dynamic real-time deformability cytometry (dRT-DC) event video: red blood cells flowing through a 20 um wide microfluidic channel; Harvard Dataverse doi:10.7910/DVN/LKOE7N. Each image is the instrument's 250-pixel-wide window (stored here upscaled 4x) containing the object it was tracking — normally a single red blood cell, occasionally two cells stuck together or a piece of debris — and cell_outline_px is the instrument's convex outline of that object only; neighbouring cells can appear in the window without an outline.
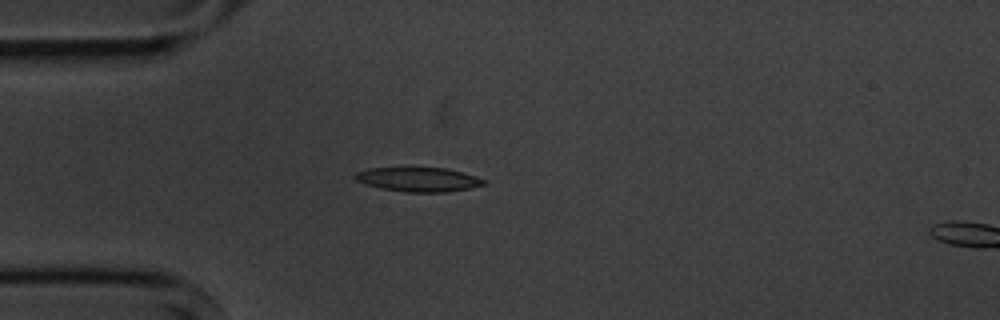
{"species": "common noctule bat (a hibernating species)", "species_latin": "Nyctalus noctula", "temperature_condition": "cold", "stored_images_in_passage": 5, "camera_frame_rate_fps": 3000, "um_per_image_px": 0.085, "animal": {"sex": "male", "body_mass_g": 20.1, "forearm_length_mm": 53.5}, "frame": {"image": 1, "passage_image": 4, "time_ms": 3.333, "image_size_px": [1000, 320], "cell_outline_px": [[488, 180], [484, 184], [468, 188], [444, 192], [404, 192], [380, 188], [356, 180], [352, 176], [356, 172], [368, 168], [412, 164], [448, 168], [476, 176]], "centroid_in_image_um": [35.51, 15.18], "position_along_channel_um": 49.5, "area_um2": 19.25}}